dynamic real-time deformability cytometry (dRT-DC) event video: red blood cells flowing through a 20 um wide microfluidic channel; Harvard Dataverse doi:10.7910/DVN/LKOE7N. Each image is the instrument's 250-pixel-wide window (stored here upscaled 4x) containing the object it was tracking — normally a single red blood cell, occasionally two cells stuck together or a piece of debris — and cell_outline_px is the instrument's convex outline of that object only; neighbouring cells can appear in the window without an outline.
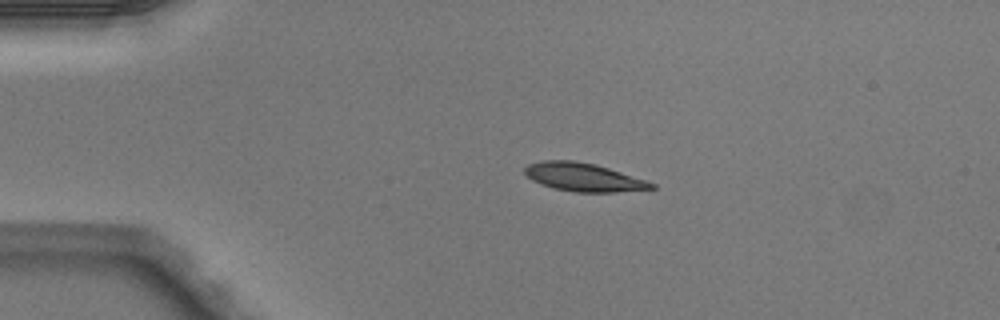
{"species": "Egyptian fruit bat (a non-hibernating species)", "species_latin": "Rousettus aegyptiacus", "temperature_condition": "warm", "stored_images_in_passage": 3, "camera_frame_rate_fps": 3000, "um_per_image_px": 0.085, "animal": {"sex": "male"}, "frame": {"image": 1, "passage_image": 2, "time_ms": 0.333, "image_size_px": [1000, 320], "cell_outline_px": [[656, 188], [612, 192], [576, 192], [556, 188], [532, 180], [524, 172], [524, 168], [528, 164], [540, 160], [576, 160], [596, 164], [656, 184]], "centroid_in_image_um": [49.57, 15.04], "position_along_channel_um": 35.4, "area_um2": 20.58}}